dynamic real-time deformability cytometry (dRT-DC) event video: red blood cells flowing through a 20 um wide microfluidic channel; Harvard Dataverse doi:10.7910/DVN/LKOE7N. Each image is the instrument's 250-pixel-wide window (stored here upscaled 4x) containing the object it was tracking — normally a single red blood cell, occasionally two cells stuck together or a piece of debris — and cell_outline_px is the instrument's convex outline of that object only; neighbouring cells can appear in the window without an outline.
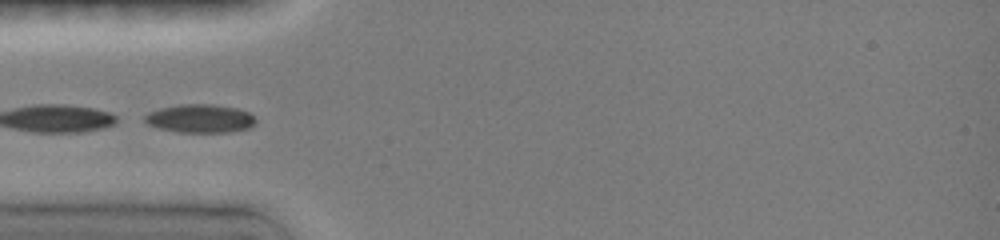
{"species": "common noctule bat (a hibernating species)", "species_latin": "Nyctalus noctula", "temperature_condition": "room temperature", "stored_images_in_passage": 17, "camera_frame_rate_fps": 3000, "um_per_image_px": 0.085, "animal": {"sex": "female", "body_mass_g": 19.0, "forearm_length_mm": 51.5}, "frame": {"image": 1, "passage_image": 1, "time_ms": 0.0, "image_size_px": [1000, 240], "cell_outline_px": [[256, 120], [248, 128], [228, 132], [180, 132], [160, 128], [148, 124], [144, 120], [144, 116], [148, 112], [160, 108], [180, 104], [212, 104], [236, 108], [248, 112]], "centroid_in_image_um": [16.97, 10.06], "position_along_channel_um": 68.0, "area_um2": 18.15}}